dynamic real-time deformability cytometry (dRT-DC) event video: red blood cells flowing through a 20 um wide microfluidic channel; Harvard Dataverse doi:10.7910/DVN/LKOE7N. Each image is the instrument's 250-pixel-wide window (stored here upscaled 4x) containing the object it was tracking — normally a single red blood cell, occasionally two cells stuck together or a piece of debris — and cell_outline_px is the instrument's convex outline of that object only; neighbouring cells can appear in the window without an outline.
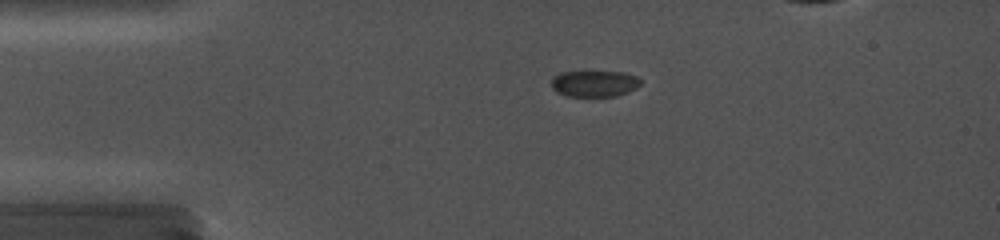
{"species": "common noctule bat (a hibernating species)", "species_latin": "Nyctalus noctula", "temperature_condition": "cold", "stored_images_in_passage": 31, "camera_frame_rate_fps": 5000, "um_per_image_px": 0.085, "animal": {"sex": "female", "body_mass_g": 19.0, "forearm_length_mm": 56.7}, "frame": {"image": 1, "passage_image": 22, "time_ms": 3.8, "image_size_px": [1000, 240], "cell_outline_px": [[640, 84], [636, 88], [628, 92], [616, 96], [568, 96], [556, 92], [552, 88], [552, 76], [560, 72], [624, 72], [636, 76], [640, 80]], "centroid_in_image_um": [50.5, 7.1], "position_along_channel_um": 34.5, "area_um2": 13.64}}